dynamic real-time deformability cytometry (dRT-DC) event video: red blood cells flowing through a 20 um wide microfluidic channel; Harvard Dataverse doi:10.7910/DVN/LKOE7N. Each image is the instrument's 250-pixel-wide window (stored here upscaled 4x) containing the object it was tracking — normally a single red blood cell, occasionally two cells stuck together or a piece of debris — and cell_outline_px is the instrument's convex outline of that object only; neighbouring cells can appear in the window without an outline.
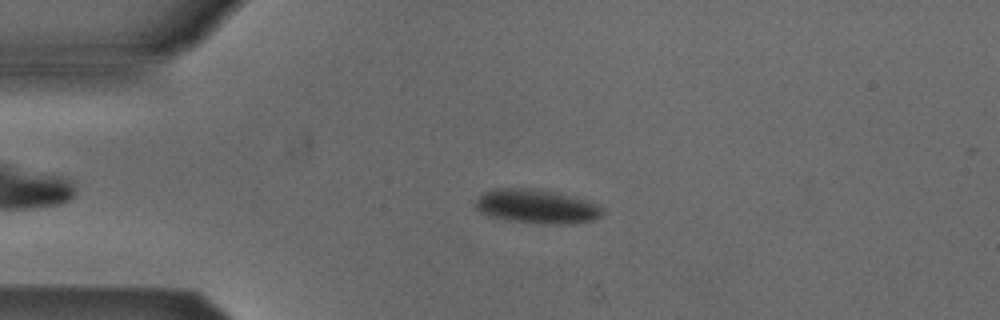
{"species": "Egyptian fruit bat (a non-hibernating species)", "species_latin": "Rousettus aegyptiacus", "temperature_condition": "cold", "stored_images_in_passage": 41, "camera_frame_rate_fps": 3000, "um_per_image_px": 0.085, "animal": {"sex": "male"}, "frame": {"image": 1, "passage_image": 1, "time_ms": 0.0, "image_size_px": [1000, 320], "cell_outline_px": [[604, 216], [596, 220], [564, 224], [544, 224], [508, 220], [488, 216], [480, 212], [476, 208], [476, 200], [484, 192], [492, 188], [532, 188], [556, 192], [596, 204], [604, 208]], "centroid_in_image_um": [45.62, 17.55], "position_along_channel_um": 39.4, "area_um2": 25.26}}
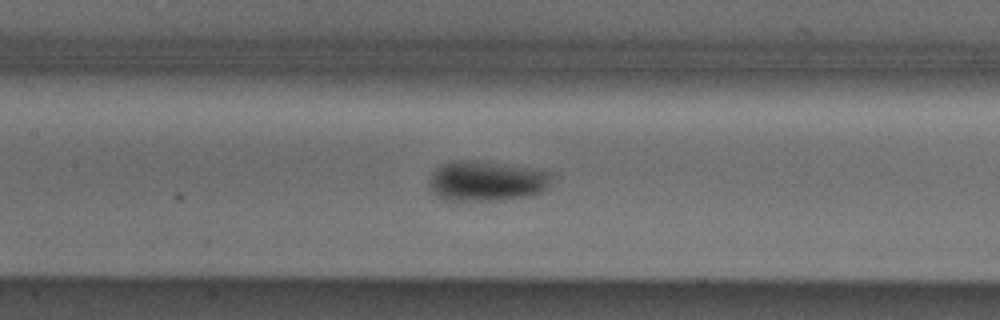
{"frame": {"image": 2, "passage_image": 13, "time_ms": 4.0, "image_size_px": [1000, 320], "cell_outline_px": [[548, 184], [544, 192], [528, 196], [500, 200], [448, 200], [432, 192], [428, 188], [428, 180], [432, 172], [440, 164], [452, 160], [476, 160], [548, 172]], "centroid_in_image_um": [41.24, 15.39], "position_along_channel_um": 166.2, "area_um2": 28.26}}
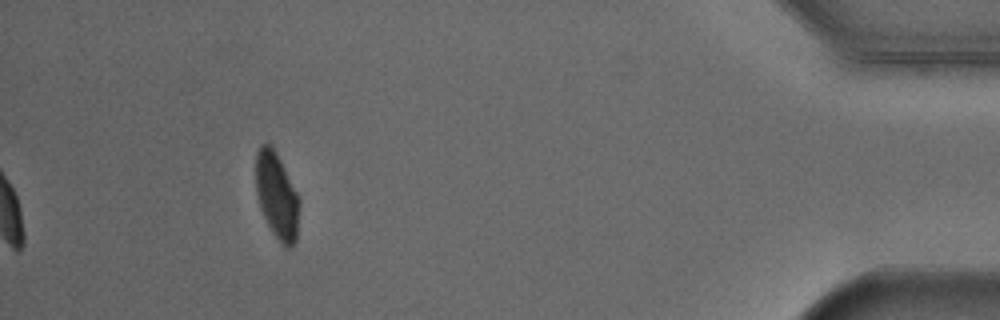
{"frame": {"image": 3, "passage_image": 37, "time_ms": 12.0, "image_size_px": [1000, 320], "cell_outline_px": [[300, 204], [296, 240], [292, 248], [284, 248], [280, 244], [272, 232], [260, 208], [256, 192], [256, 152], [264, 144], [268, 144], [276, 152], [300, 200]], "centroid_in_image_um": [23.54, 16.71], "position_along_channel_um": 411.7, "area_um2": 21.73}, "authors_computed_cell_mechanics": {"area_um2": 26.4724, "velocity_mm_per_s": 3.8773, "shape_relaxation_time_tau1_ms": 3.9446, "shape_relaxation_time_tau2_ms": null, "deformation_change_tau1": 0.0862, "deformation_change_tau2": null}}